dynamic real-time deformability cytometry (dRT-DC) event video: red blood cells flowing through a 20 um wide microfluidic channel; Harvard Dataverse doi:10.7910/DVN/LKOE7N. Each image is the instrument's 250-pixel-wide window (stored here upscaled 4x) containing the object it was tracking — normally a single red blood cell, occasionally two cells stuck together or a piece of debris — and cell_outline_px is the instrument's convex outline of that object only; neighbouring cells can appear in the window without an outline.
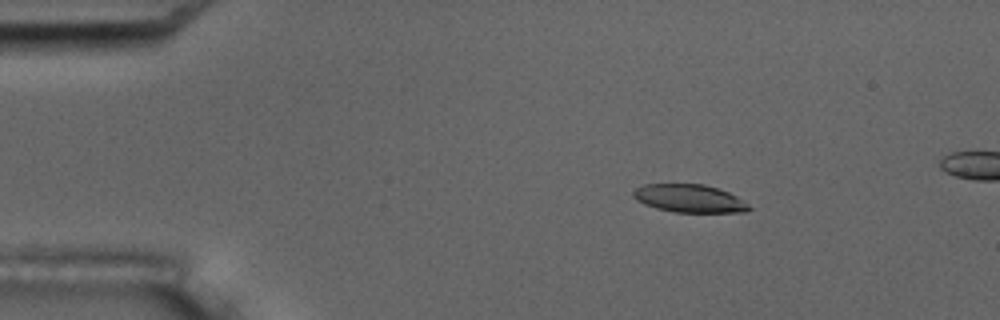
{"species": "common noctule bat (a hibernating species)", "species_latin": "Nyctalus noctula", "temperature_condition": "room temperature", "stored_images_in_passage": 6, "camera_frame_rate_fps": 3000, "um_per_image_px": 0.085, "animal": {"sex": "male", "body_mass_g": 17.5, "forearm_length_mm": 52.3}, "frame": {"image": 1, "passage_image": 3, "time_ms": 2.333, "image_size_px": [1000, 320], "cell_outline_px": [[752, 208], [744, 212], [676, 212], [656, 208], [644, 204], [636, 200], [632, 196], [632, 192], [636, 188], [644, 184], [704, 184], [728, 192], [736, 196], [748, 204]], "centroid_in_image_um": [58.57, 16.86], "position_along_channel_um": 26.4, "area_um2": 18.79}}